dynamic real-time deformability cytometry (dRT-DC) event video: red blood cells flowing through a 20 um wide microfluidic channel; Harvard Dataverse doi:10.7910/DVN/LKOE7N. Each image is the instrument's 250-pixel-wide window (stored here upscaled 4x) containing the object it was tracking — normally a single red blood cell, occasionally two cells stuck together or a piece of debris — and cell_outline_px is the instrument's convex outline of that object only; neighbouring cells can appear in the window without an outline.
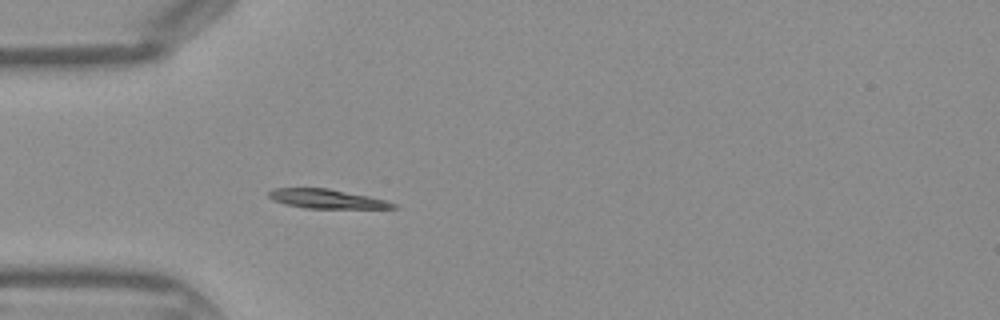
{"species": "Egyptian fruit bat (a non-hibernating species)", "species_latin": "Rousettus aegyptiacus", "temperature_condition": "warm", "stored_images_in_passage": 32, "camera_frame_rate_fps": 3000, "um_per_image_px": 0.085, "frame": {"image": 1, "passage_image": 1, "time_ms": 0.0, "image_size_px": [1000, 320], "cell_outline_px": [[396, 208], [304, 208], [284, 204], [272, 200], [268, 196], [268, 192], [276, 188], [328, 188], [368, 196], [384, 200], [396, 204]], "centroid_in_image_um": [27.71, 16.9], "position_along_channel_um": 57.3, "area_um2": 13.76}}
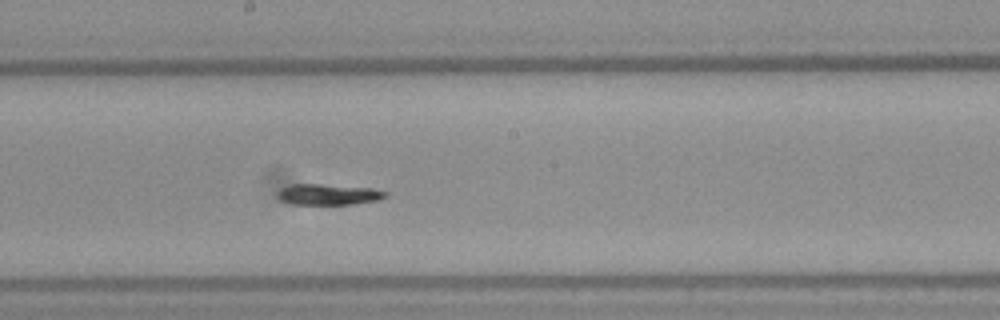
{"frame": {"image": 2, "passage_image": 12, "time_ms": 3.667, "image_size_px": [1000, 320], "cell_outline_px": [[388, 196], [380, 200], [352, 204], [292, 204], [280, 200], [276, 196], [276, 192], [280, 188], [292, 184], [320, 184], [372, 188], [388, 192]], "centroid_in_image_um": [27.9, 16.52], "position_along_channel_um": 220.3, "area_um2": 13.29}}
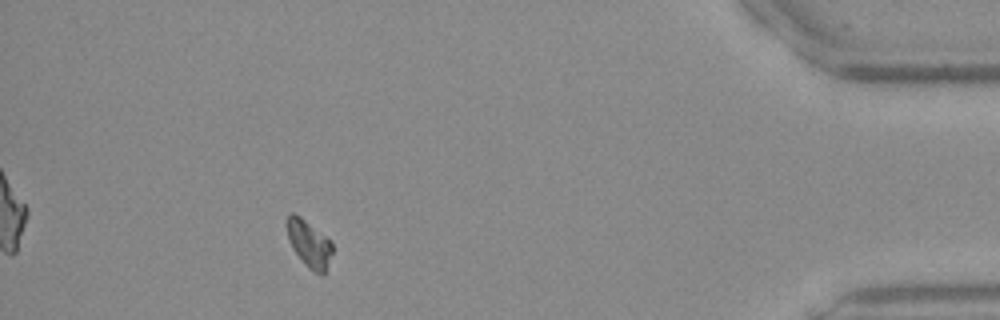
{"frame": {"image": 3, "passage_image": 28, "time_ms": 9.0, "image_size_px": [1000, 320], "cell_outline_px": [[332, 252], [324, 272], [316, 272], [308, 268], [304, 264], [292, 248], [288, 240], [284, 224], [284, 220], [292, 212], [300, 216], [332, 240]], "centroid_in_image_um": [26.21, 20.64], "position_along_channel_um": 409.0, "area_um2": 12.54}}